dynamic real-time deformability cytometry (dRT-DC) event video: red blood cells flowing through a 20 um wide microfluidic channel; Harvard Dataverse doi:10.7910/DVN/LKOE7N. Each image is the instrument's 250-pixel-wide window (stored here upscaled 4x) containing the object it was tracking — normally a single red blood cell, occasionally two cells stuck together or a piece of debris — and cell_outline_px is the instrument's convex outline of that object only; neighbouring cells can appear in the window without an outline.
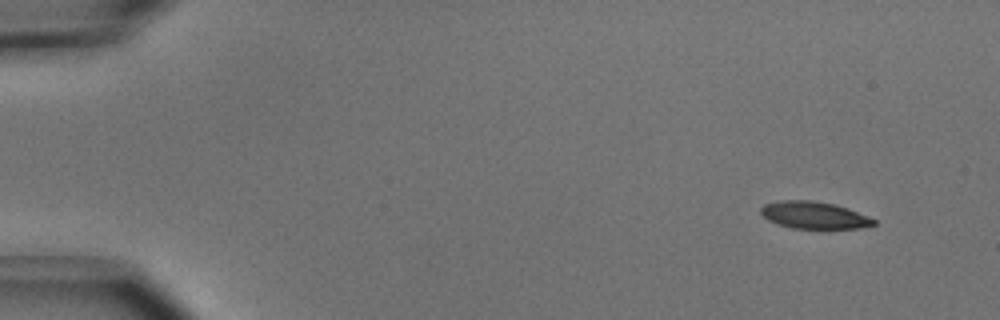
{"species": "common noctule bat (a hibernating species)", "species_latin": "Nyctalus noctula", "temperature_condition": "cold", "stored_images_in_passage": 48, "camera_frame_rate_fps": 3000, "um_per_image_px": 0.085, "animal": {"sex": "male", "body_mass_g": 15.6}, "frame": {"image": 1, "passage_image": 1, "time_ms": 0.0, "image_size_px": [1000, 320], "cell_outline_px": [[876, 224], [860, 228], [792, 228], [776, 224], [768, 220], [760, 212], [760, 208], [764, 204], [780, 200], [812, 200], [836, 204], [848, 208], [868, 216], [876, 220]], "centroid_in_image_um": [69.18, 18.28], "position_along_channel_um": 15.8, "area_um2": 17.92}}
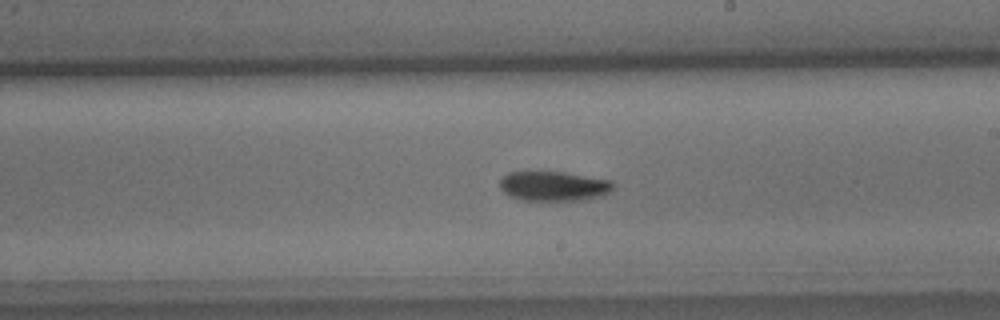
{"frame": {"image": 2, "passage_image": 27, "time_ms": 8.667, "image_size_px": [1000, 320], "cell_outline_px": [[612, 188], [608, 192], [600, 196], [580, 200], [520, 200], [504, 192], [500, 188], [500, 180], [508, 172], [564, 172], [612, 180]], "centroid_in_image_um": [47.04, 15.81], "position_along_channel_um": 242.0, "area_um2": 19.36}}
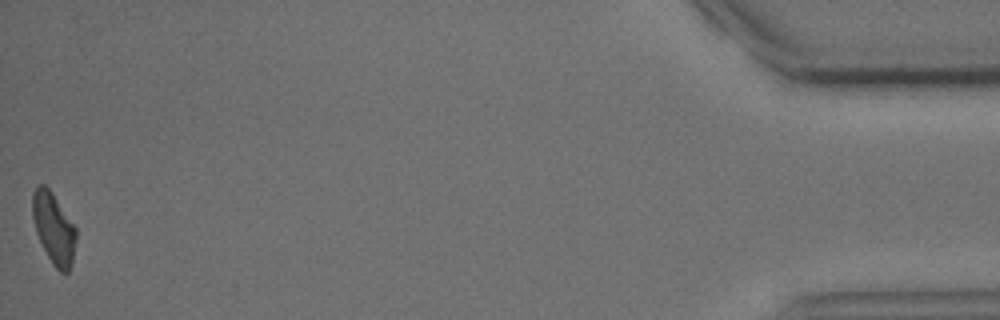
{"frame": {"image": 3, "passage_image": 48, "time_ms": 15.667, "image_size_px": [1000, 320], "cell_outline_px": [[76, 236], [72, 264], [68, 272], [60, 272], [52, 264], [36, 232], [32, 216], [32, 192], [40, 184], [44, 184], [52, 192], [76, 228]], "centroid_in_image_um": [4.56, 19.4], "position_along_channel_um": 430.6, "area_um2": 17.86}, "authors_computed_cell_mechanics": {"area_um2": 19.363, "velocity_mm_per_s": 3.9433, "shape_relaxation_time_tau1_ms": 2.4933, "shape_relaxation_time_tau2_ms": null, "deformation_change_tau1": 0.1137, "deformation_change_tau2": null}}